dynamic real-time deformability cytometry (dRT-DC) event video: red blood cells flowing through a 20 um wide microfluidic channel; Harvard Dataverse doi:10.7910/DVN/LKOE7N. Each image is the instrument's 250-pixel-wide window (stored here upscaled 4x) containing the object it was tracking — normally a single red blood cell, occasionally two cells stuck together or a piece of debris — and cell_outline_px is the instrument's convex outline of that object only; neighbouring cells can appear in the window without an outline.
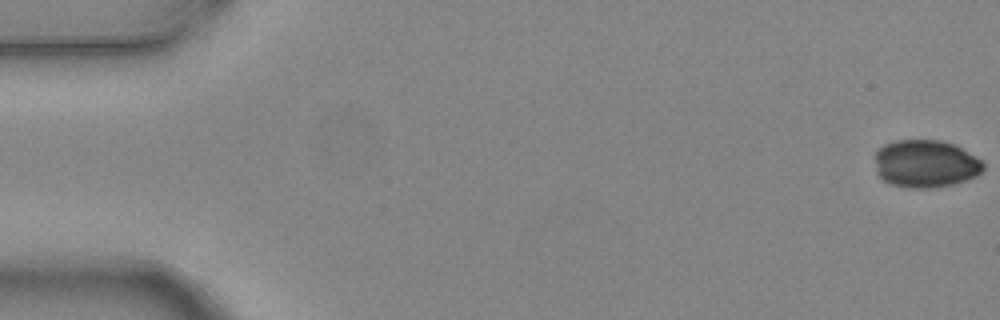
{"species": "common noctule bat (a hibernating species)", "species_latin": "Nyctalus noctula", "temperature_condition": "warm", "stored_images_in_passage": 6, "segment_of_instrument_passage": [1, 2], "camera_frame_rate_fps": 3000, "um_per_image_px": 0.085, "animal": {"sex": "female", "body_mass_g": 24.6, "forearm_length_mm": 56.2}, "frame": {"image": 1, "passage_image": 1, "time_ms": 0.0, "image_size_px": [1000, 320], "cell_outline_px": [[984, 168], [976, 176], [952, 184], [928, 188], [912, 188], [888, 184], [876, 172], [876, 152], [884, 144], [896, 140], [940, 140], [952, 144], [960, 148], [980, 160], [984, 164]], "centroid_in_image_um": [78.63, 13.92], "position_along_channel_um": 6.4, "area_um2": 29.77}}